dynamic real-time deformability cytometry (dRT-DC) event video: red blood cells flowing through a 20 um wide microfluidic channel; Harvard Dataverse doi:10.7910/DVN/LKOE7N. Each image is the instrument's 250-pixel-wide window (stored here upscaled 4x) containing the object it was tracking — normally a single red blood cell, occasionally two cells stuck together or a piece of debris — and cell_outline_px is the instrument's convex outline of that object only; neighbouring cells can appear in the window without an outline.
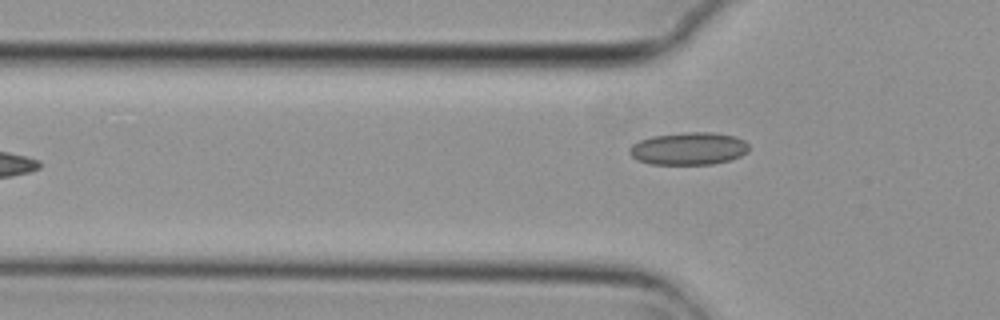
{"species": "common noctule bat (a hibernating species)", "species_latin": "Nyctalus noctula", "temperature_condition": "cold", "stored_images_in_passage": 7, "camera_frame_rate_fps": 3000, "um_per_image_px": 0.085, "animal": {"sex": "female", "body_mass_g": 29.2, "forearm_length_mm": 56.3}, "frame": {"image": 1, "passage_image": 7, "time_ms": 2.0, "image_size_px": [1000, 320], "cell_outline_px": [[748, 152], [740, 156], [728, 160], [712, 164], [652, 164], [636, 160], [628, 152], [628, 148], [632, 144], [640, 140], [652, 136], [684, 132], [712, 132], [736, 136], [744, 140], [748, 144]], "centroid_in_image_um": [58.52, 12.62], "position_along_channel_um": 67.3, "area_um2": 22.77}}